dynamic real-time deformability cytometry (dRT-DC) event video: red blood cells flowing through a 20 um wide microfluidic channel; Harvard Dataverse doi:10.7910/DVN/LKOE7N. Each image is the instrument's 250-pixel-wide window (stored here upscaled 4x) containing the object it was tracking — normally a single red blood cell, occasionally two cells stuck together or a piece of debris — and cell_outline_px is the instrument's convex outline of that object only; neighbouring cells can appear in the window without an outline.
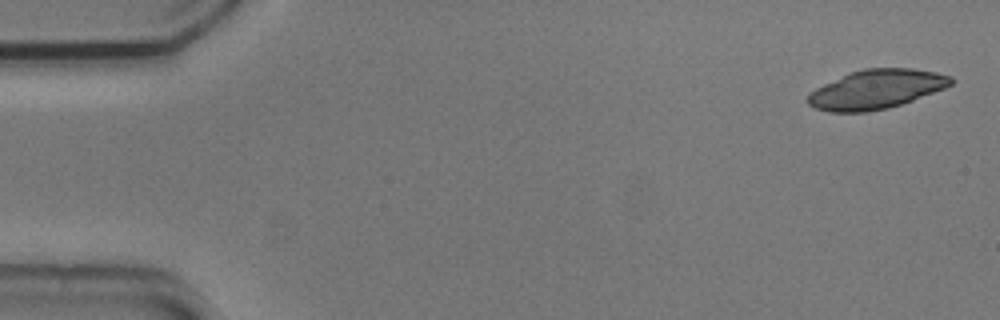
{"species": "common noctule bat (a hibernating species)", "species_latin": "Nyctalus noctula", "temperature_condition": "cold", "stored_images_in_passage": 5, "camera_frame_rate_fps": 3000, "um_per_image_px": 0.085, "animal": {"sex": "male", "body_mass_g": 20.5, "forearm_length_mm": 52.5}, "frame": {"image": 1, "passage_image": 1, "time_ms": 0.0, "image_size_px": [1000, 320], "cell_outline_px": [[956, 80], [952, 84], [944, 88], [912, 100], [888, 108], [868, 112], [828, 112], [816, 108], [808, 104], [804, 100], [816, 88], [824, 84], [852, 72], [864, 68], [912, 68], [936, 72], [952, 76]], "centroid_in_image_um": [74.5, 7.59], "position_along_channel_um": 10.5, "area_um2": 32.48}}